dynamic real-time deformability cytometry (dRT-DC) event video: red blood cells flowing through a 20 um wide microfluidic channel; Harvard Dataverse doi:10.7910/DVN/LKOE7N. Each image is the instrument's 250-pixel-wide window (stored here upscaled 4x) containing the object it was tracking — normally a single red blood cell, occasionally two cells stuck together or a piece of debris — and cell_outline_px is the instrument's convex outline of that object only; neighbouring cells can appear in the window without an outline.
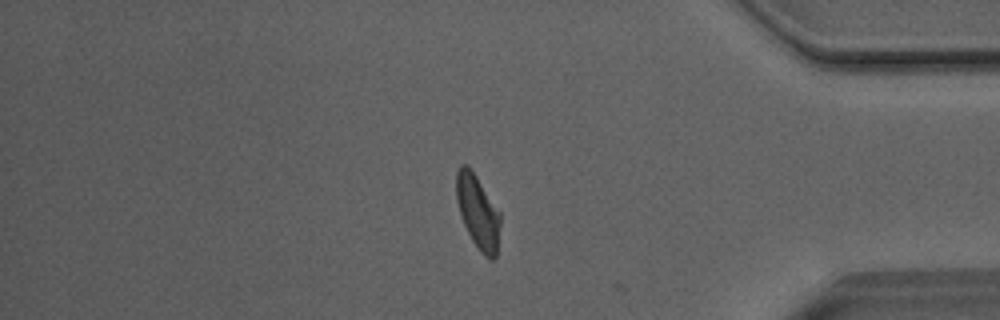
{"species": "Egyptian fruit bat (a non-hibernating species)", "species_latin": "Rousettus aegyptiacus", "temperature_condition": "room temperature", "stored_images_in_passage": 30, "camera_frame_rate_fps": 3000, "um_per_image_px": 0.085, "animal": {"sex": "male"}, "frame": {"image": 1, "passage_image": 29, "time_ms": 9.333, "image_size_px": [1000, 320], "cell_outline_px": [[500, 224], [496, 256], [492, 260], [488, 260], [480, 252], [472, 240], [464, 224], [456, 200], [456, 172], [460, 164], [464, 164], [476, 176], [500, 212]], "centroid_in_image_um": [40.62, 18.04], "position_along_channel_um": 394.6, "area_um2": 18.61}, "authors_computed_cell_mechanics": {"area_um2": 19.941, "velocity_mm_per_s": 4.0322, "shape_relaxation_time_tau1_ms": 7.6418, "shape_relaxation_time_tau2_ms": 1.1761, "deformation_change_tau1": 0.2063, "deformation_change_tau2": 0.0889}}